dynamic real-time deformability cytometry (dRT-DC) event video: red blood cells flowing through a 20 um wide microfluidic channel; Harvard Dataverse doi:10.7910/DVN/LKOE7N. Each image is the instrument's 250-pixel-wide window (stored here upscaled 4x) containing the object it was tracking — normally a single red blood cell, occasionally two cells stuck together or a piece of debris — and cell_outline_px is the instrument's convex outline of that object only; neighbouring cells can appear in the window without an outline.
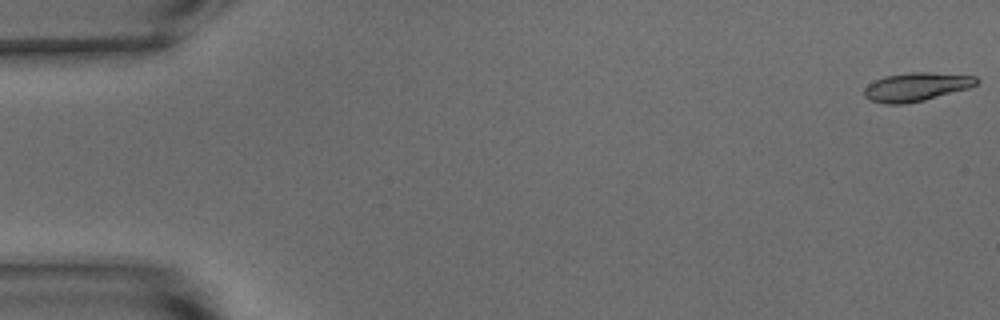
{"species": "common noctule bat (a hibernating species)", "species_latin": "Nyctalus noctula", "temperature_condition": "warm", "stored_images_in_passage": 54, "camera_frame_rate_fps": 3000, "um_per_image_px": 0.085, "animal": {"sex": "male", "body_mass_g": 15.6}, "frame": {"image": 1, "passage_image": 1, "time_ms": 0.0, "image_size_px": [1000, 320], "cell_outline_px": [[980, 80], [976, 84], [968, 88], [924, 100], [904, 104], [884, 104], [868, 100], [864, 96], [864, 88], [868, 84], [884, 76], [908, 72], [928, 72], [976, 76]], "centroid_in_image_um": [77.85, 7.38], "position_along_channel_um": 7.2, "area_um2": 18.73}}
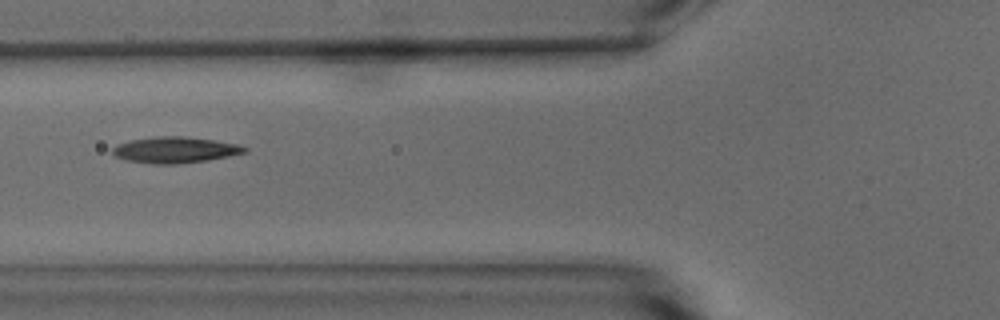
{"frame": {"image": 2, "passage_image": 21, "time_ms": 6.667, "image_size_px": [1000, 320], "cell_outline_px": [[248, 152], [228, 156], [204, 160], [176, 164], [152, 164], [128, 160], [116, 156], [112, 152], [112, 148], [116, 144], [132, 140], [156, 136], [180, 136], [212, 140], [240, 144], [248, 148]], "centroid_in_image_um": [14.89, 12.74], "position_along_channel_um": 110.9, "area_um2": 19.88}}
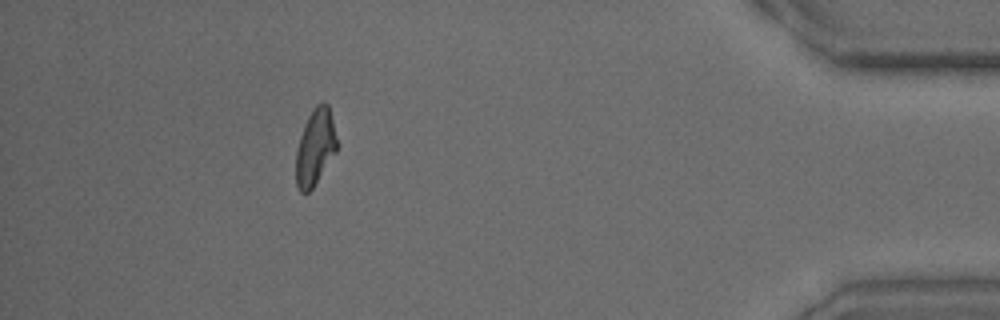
{"frame": {"image": 3, "passage_image": 49, "time_ms": 16.0, "image_size_px": [1000, 320], "cell_outline_px": [[336, 152], [312, 188], [308, 192], [300, 192], [296, 184], [296, 152], [300, 136], [304, 124], [312, 108], [320, 100], [324, 100], [328, 104], [332, 120], [336, 140]], "centroid_in_image_um": [26.77, 12.47], "position_along_channel_um": 408.4, "area_um2": 18.03}, "authors_computed_cell_mechanics": {"area_um2": 18.6694, "velocity_mm_per_s": 3.7537, "shape_relaxation_time_tau1_ms": 6.3803, "shape_relaxation_time_tau2_ms": 5.9974, "deformation_change_tau1": 0.227, "deformation_change_tau2": 0.1131}}